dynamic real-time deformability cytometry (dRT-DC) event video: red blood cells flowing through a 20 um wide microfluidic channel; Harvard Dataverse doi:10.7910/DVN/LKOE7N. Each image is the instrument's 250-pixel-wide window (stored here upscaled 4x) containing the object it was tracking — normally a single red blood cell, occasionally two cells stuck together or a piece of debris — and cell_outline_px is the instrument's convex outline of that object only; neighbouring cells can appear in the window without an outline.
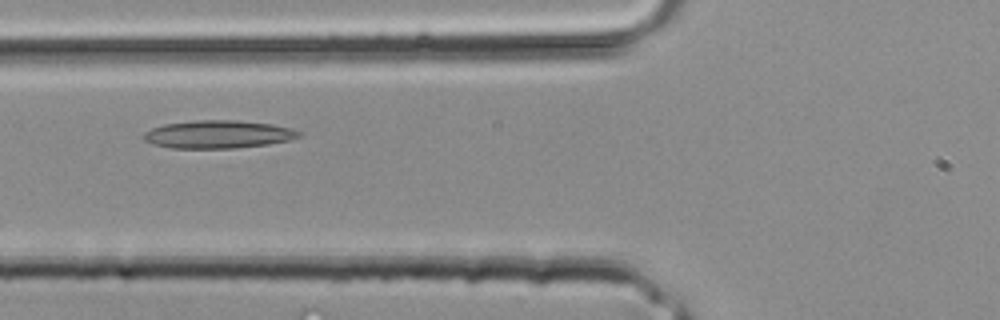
{"species": "common noctule bat (a hibernating species)", "species_latin": "Nyctalus noctula", "temperature_condition": "room temperature", "stored_images_in_passage": 2, "camera_frame_rate_fps": 3000, "um_per_image_px": 0.085, "animal": {"sex": "male", "body_mass_g": 20.4}, "frame": {"image": 1, "passage_image": 2, "time_ms": 0.333, "image_size_px": [1000, 320], "cell_outline_px": [[304, 136], [288, 140], [268, 144], [232, 148], [172, 148], [152, 144], [144, 140], [144, 132], [152, 128], [164, 124], [192, 120], [236, 120], [272, 124], [304, 132]], "centroid_in_image_um": [18.55, 11.41], "position_along_channel_um": 107.2, "area_um2": 25.32}}